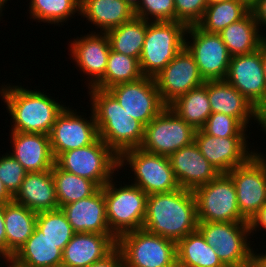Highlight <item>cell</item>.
Here are the masks:
<instances>
[{"label": "cell", "instance_id": "obj_1", "mask_svg": "<svg viewBox=\"0 0 266 267\" xmlns=\"http://www.w3.org/2000/svg\"><path fill=\"white\" fill-rule=\"evenodd\" d=\"M5 83L0 85V97L11 118L9 131L49 135L66 104L37 86L32 90L22 86V82Z\"/></svg>", "mask_w": 266, "mask_h": 267}, {"label": "cell", "instance_id": "obj_2", "mask_svg": "<svg viewBox=\"0 0 266 267\" xmlns=\"http://www.w3.org/2000/svg\"><path fill=\"white\" fill-rule=\"evenodd\" d=\"M142 228L176 243L196 231L198 218L193 191L179 188L148 195Z\"/></svg>", "mask_w": 266, "mask_h": 267}, {"label": "cell", "instance_id": "obj_3", "mask_svg": "<svg viewBox=\"0 0 266 267\" xmlns=\"http://www.w3.org/2000/svg\"><path fill=\"white\" fill-rule=\"evenodd\" d=\"M87 94L99 138L118 156L126 150L140 148L145 127L130 116L108 90L92 87L87 89Z\"/></svg>", "mask_w": 266, "mask_h": 267}, {"label": "cell", "instance_id": "obj_4", "mask_svg": "<svg viewBox=\"0 0 266 267\" xmlns=\"http://www.w3.org/2000/svg\"><path fill=\"white\" fill-rule=\"evenodd\" d=\"M120 173L103 186L107 222L117 239L127 232L143 227L148 197L140 187L130 183V180L120 181L122 179L117 177Z\"/></svg>", "mask_w": 266, "mask_h": 267}, {"label": "cell", "instance_id": "obj_5", "mask_svg": "<svg viewBox=\"0 0 266 267\" xmlns=\"http://www.w3.org/2000/svg\"><path fill=\"white\" fill-rule=\"evenodd\" d=\"M122 169L129 176L127 177L126 173L122 179L131 178L130 182L140 187L147 195L181 188L167 156L132 148L119 156V170ZM131 172L133 175L130 176Z\"/></svg>", "mask_w": 266, "mask_h": 267}, {"label": "cell", "instance_id": "obj_6", "mask_svg": "<svg viewBox=\"0 0 266 267\" xmlns=\"http://www.w3.org/2000/svg\"><path fill=\"white\" fill-rule=\"evenodd\" d=\"M186 30L178 21H149L139 59L144 76L154 78L185 47Z\"/></svg>", "mask_w": 266, "mask_h": 267}, {"label": "cell", "instance_id": "obj_7", "mask_svg": "<svg viewBox=\"0 0 266 267\" xmlns=\"http://www.w3.org/2000/svg\"><path fill=\"white\" fill-rule=\"evenodd\" d=\"M55 164L62 170L90 179L102 188L119 170V156L98 138L94 143L61 153Z\"/></svg>", "mask_w": 266, "mask_h": 267}, {"label": "cell", "instance_id": "obj_8", "mask_svg": "<svg viewBox=\"0 0 266 267\" xmlns=\"http://www.w3.org/2000/svg\"><path fill=\"white\" fill-rule=\"evenodd\" d=\"M124 267H177L176 242L141 228L117 239Z\"/></svg>", "mask_w": 266, "mask_h": 267}, {"label": "cell", "instance_id": "obj_9", "mask_svg": "<svg viewBox=\"0 0 266 267\" xmlns=\"http://www.w3.org/2000/svg\"><path fill=\"white\" fill-rule=\"evenodd\" d=\"M197 229L226 267H240L251 262L254 241L248 222H198Z\"/></svg>", "mask_w": 266, "mask_h": 267}, {"label": "cell", "instance_id": "obj_10", "mask_svg": "<svg viewBox=\"0 0 266 267\" xmlns=\"http://www.w3.org/2000/svg\"><path fill=\"white\" fill-rule=\"evenodd\" d=\"M198 222H248L240 213L236 189L227 174L193 190Z\"/></svg>", "mask_w": 266, "mask_h": 267}, {"label": "cell", "instance_id": "obj_11", "mask_svg": "<svg viewBox=\"0 0 266 267\" xmlns=\"http://www.w3.org/2000/svg\"><path fill=\"white\" fill-rule=\"evenodd\" d=\"M196 129L168 106L145 126L141 149L169 157L195 141Z\"/></svg>", "mask_w": 266, "mask_h": 267}, {"label": "cell", "instance_id": "obj_12", "mask_svg": "<svg viewBox=\"0 0 266 267\" xmlns=\"http://www.w3.org/2000/svg\"><path fill=\"white\" fill-rule=\"evenodd\" d=\"M260 151L227 173L236 189L240 213L247 221L266 203V154Z\"/></svg>", "mask_w": 266, "mask_h": 267}, {"label": "cell", "instance_id": "obj_13", "mask_svg": "<svg viewBox=\"0 0 266 267\" xmlns=\"http://www.w3.org/2000/svg\"><path fill=\"white\" fill-rule=\"evenodd\" d=\"M185 48L193 56L205 81L225 80L231 56L219 34L205 32L197 25L188 26Z\"/></svg>", "mask_w": 266, "mask_h": 267}, {"label": "cell", "instance_id": "obj_14", "mask_svg": "<svg viewBox=\"0 0 266 267\" xmlns=\"http://www.w3.org/2000/svg\"><path fill=\"white\" fill-rule=\"evenodd\" d=\"M89 111L91 113L86 117L87 113L67 104L57 116L49 134L54 159L63 152L90 145L99 138L94 113L91 108Z\"/></svg>", "mask_w": 266, "mask_h": 267}, {"label": "cell", "instance_id": "obj_15", "mask_svg": "<svg viewBox=\"0 0 266 267\" xmlns=\"http://www.w3.org/2000/svg\"><path fill=\"white\" fill-rule=\"evenodd\" d=\"M107 90L144 127L167 107L153 77L143 76L139 80L120 83Z\"/></svg>", "mask_w": 266, "mask_h": 267}, {"label": "cell", "instance_id": "obj_16", "mask_svg": "<svg viewBox=\"0 0 266 267\" xmlns=\"http://www.w3.org/2000/svg\"><path fill=\"white\" fill-rule=\"evenodd\" d=\"M73 39V40H72ZM68 45V59L76 65L79 73L86 75V89L94 87L105 74L108 55L111 50L106 33L93 32L80 34V37L72 38Z\"/></svg>", "mask_w": 266, "mask_h": 267}, {"label": "cell", "instance_id": "obj_17", "mask_svg": "<svg viewBox=\"0 0 266 267\" xmlns=\"http://www.w3.org/2000/svg\"><path fill=\"white\" fill-rule=\"evenodd\" d=\"M248 139L250 137L211 136L202 129L195 133V143L200 152L221 174H227L233 168L246 163L259 151L260 147L255 149L254 142L251 143Z\"/></svg>", "mask_w": 266, "mask_h": 267}, {"label": "cell", "instance_id": "obj_18", "mask_svg": "<svg viewBox=\"0 0 266 267\" xmlns=\"http://www.w3.org/2000/svg\"><path fill=\"white\" fill-rule=\"evenodd\" d=\"M225 80L266 117V82L261 44L254 52L231 57Z\"/></svg>", "mask_w": 266, "mask_h": 267}, {"label": "cell", "instance_id": "obj_19", "mask_svg": "<svg viewBox=\"0 0 266 267\" xmlns=\"http://www.w3.org/2000/svg\"><path fill=\"white\" fill-rule=\"evenodd\" d=\"M154 80L166 106L205 83L193 56L185 47L154 77Z\"/></svg>", "mask_w": 266, "mask_h": 267}, {"label": "cell", "instance_id": "obj_20", "mask_svg": "<svg viewBox=\"0 0 266 267\" xmlns=\"http://www.w3.org/2000/svg\"><path fill=\"white\" fill-rule=\"evenodd\" d=\"M207 93L212 113L235 117L247 129L257 123L258 130L266 135V117L226 80H208Z\"/></svg>", "mask_w": 266, "mask_h": 267}, {"label": "cell", "instance_id": "obj_21", "mask_svg": "<svg viewBox=\"0 0 266 267\" xmlns=\"http://www.w3.org/2000/svg\"><path fill=\"white\" fill-rule=\"evenodd\" d=\"M169 161L182 189L193 191L221 174L202 155L195 141L170 155Z\"/></svg>", "mask_w": 266, "mask_h": 267}, {"label": "cell", "instance_id": "obj_22", "mask_svg": "<svg viewBox=\"0 0 266 267\" xmlns=\"http://www.w3.org/2000/svg\"><path fill=\"white\" fill-rule=\"evenodd\" d=\"M9 136L11 149L8 152L27 172L48 171L53 168L55 159L49 135L11 131Z\"/></svg>", "mask_w": 266, "mask_h": 267}, {"label": "cell", "instance_id": "obj_23", "mask_svg": "<svg viewBox=\"0 0 266 267\" xmlns=\"http://www.w3.org/2000/svg\"><path fill=\"white\" fill-rule=\"evenodd\" d=\"M117 246L113 234L75 233L62 251V264L66 267H89L103 259Z\"/></svg>", "mask_w": 266, "mask_h": 267}, {"label": "cell", "instance_id": "obj_24", "mask_svg": "<svg viewBox=\"0 0 266 267\" xmlns=\"http://www.w3.org/2000/svg\"><path fill=\"white\" fill-rule=\"evenodd\" d=\"M61 210L75 233L112 234L106 218L103 187L87 198L63 205Z\"/></svg>", "mask_w": 266, "mask_h": 267}, {"label": "cell", "instance_id": "obj_25", "mask_svg": "<svg viewBox=\"0 0 266 267\" xmlns=\"http://www.w3.org/2000/svg\"><path fill=\"white\" fill-rule=\"evenodd\" d=\"M13 201L37 213L59 209L52 170L28 172Z\"/></svg>", "mask_w": 266, "mask_h": 267}, {"label": "cell", "instance_id": "obj_26", "mask_svg": "<svg viewBox=\"0 0 266 267\" xmlns=\"http://www.w3.org/2000/svg\"><path fill=\"white\" fill-rule=\"evenodd\" d=\"M80 16L95 26L93 32L106 33L131 20L135 13L123 0H80Z\"/></svg>", "mask_w": 266, "mask_h": 267}, {"label": "cell", "instance_id": "obj_27", "mask_svg": "<svg viewBox=\"0 0 266 267\" xmlns=\"http://www.w3.org/2000/svg\"><path fill=\"white\" fill-rule=\"evenodd\" d=\"M6 257L13 256L32 235L37 212L14 201L4 204Z\"/></svg>", "mask_w": 266, "mask_h": 267}, {"label": "cell", "instance_id": "obj_28", "mask_svg": "<svg viewBox=\"0 0 266 267\" xmlns=\"http://www.w3.org/2000/svg\"><path fill=\"white\" fill-rule=\"evenodd\" d=\"M219 35L231 57L259 49L265 36L260 32L254 15L249 11L242 19L224 28Z\"/></svg>", "mask_w": 266, "mask_h": 267}, {"label": "cell", "instance_id": "obj_29", "mask_svg": "<svg viewBox=\"0 0 266 267\" xmlns=\"http://www.w3.org/2000/svg\"><path fill=\"white\" fill-rule=\"evenodd\" d=\"M28 267H56L62 264V250L36 226L25 244L13 255Z\"/></svg>", "mask_w": 266, "mask_h": 267}, {"label": "cell", "instance_id": "obj_30", "mask_svg": "<svg viewBox=\"0 0 266 267\" xmlns=\"http://www.w3.org/2000/svg\"><path fill=\"white\" fill-rule=\"evenodd\" d=\"M177 267H226L197 229L176 243Z\"/></svg>", "mask_w": 266, "mask_h": 267}, {"label": "cell", "instance_id": "obj_31", "mask_svg": "<svg viewBox=\"0 0 266 267\" xmlns=\"http://www.w3.org/2000/svg\"><path fill=\"white\" fill-rule=\"evenodd\" d=\"M149 21L134 16L131 20L106 32L110 48L137 59H140Z\"/></svg>", "mask_w": 266, "mask_h": 267}, {"label": "cell", "instance_id": "obj_32", "mask_svg": "<svg viewBox=\"0 0 266 267\" xmlns=\"http://www.w3.org/2000/svg\"><path fill=\"white\" fill-rule=\"evenodd\" d=\"M168 107L196 130L201 129L212 114L207 93V81L177 98Z\"/></svg>", "mask_w": 266, "mask_h": 267}, {"label": "cell", "instance_id": "obj_33", "mask_svg": "<svg viewBox=\"0 0 266 267\" xmlns=\"http://www.w3.org/2000/svg\"><path fill=\"white\" fill-rule=\"evenodd\" d=\"M28 5L32 22L54 24V28L55 25L62 28L64 23L68 25L69 20L80 16V0H29Z\"/></svg>", "mask_w": 266, "mask_h": 267}, {"label": "cell", "instance_id": "obj_34", "mask_svg": "<svg viewBox=\"0 0 266 267\" xmlns=\"http://www.w3.org/2000/svg\"><path fill=\"white\" fill-rule=\"evenodd\" d=\"M52 175L54 178L56 197L59 208L93 195L100 187L90 179L68 173L54 164Z\"/></svg>", "mask_w": 266, "mask_h": 267}, {"label": "cell", "instance_id": "obj_35", "mask_svg": "<svg viewBox=\"0 0 266 267\" xmlns=\"http://www.w3.org/2000/svg\"><path fill=\"white\" fill-rule=\"evenodd\" d=\"M143 76L139 59L110 50L104 77L94 88L107 90L120 83L139 80Z\"/></svg>", "mask_w": 266, "mask_h": 267}, {"label": "cell", "instance_id": "obj_36", "mask_svg": "<svg viewBox=\"0 0 266 267\" xmlns=\"http://www.w3.org/2000/svg\"><path fill=\"white\" fill-rule=\"evenodd\" d=\"M250 10L237 0L207 5L197 26L205 32L219 34L224 28L242 19Z\"/></svg>", "mask_w": 266, "mask_h": 267}, {"label": "cell", "instance_id": "obj_37", "mask_svg": "<svg viewBox=\"0 0 266 267\" xmlns=\"http://www.w3.org/2000/svg\"><path fill=\"white\" fill-rule=\"evenodd\" d=\"M36 227L62 251L75 234L61 208L38 212Z\"/></svg>", "mask_w": 266, "mask_h": 267}, {"label": "cell", "instance_id": "obj_38", "mask_svg": "<svg viewBox=\"0 0 266 267\" xmlns=\"http://www.w3.org/2000/svg\"><path fill=\"white\" fill-rule=\"evenodd\" d=\"M201 129L208 135L218 137H251L253 133L248 132L250 129L237 118L223 113H212Z\"/></svg>", "mask_w": 266, "mask_h": 267}, {"label": "cell", "instance_id": "obj_39", "mask_svg": "<svg viewBox=\"0 0 266 267\" xmlns=\"http://www.w3.org/2000/svg\"><path fill=\"white\" fill-rule=\"evenodd\" d=\"M27 173L23 166L8 151L0 154V180L12 197L20 189Z\"/></svg>", "mask_w": 266, "mask_h": 267}, {"label": "cell", "instance_id": "obj_40", "mask_svg": "<svg viewBox=\"0 0 266 267\" xmlns=\"http://www.w3.org/2000/svg\"><path fill=\"white\" fill-rule=\"evenodd\" d=\"M134 13L146 21H175L174 0H141Z\"/></svg>", "mask_w": 266, "mask_h": 267}, {"label": "cell", "instance_id": "obj_41", "mask_svg": "<svg viewBox=\"0 0 266 267\" xmlns=\"http://www.w3.org/2000/svg\"><path fill=\"white\" fill-rule=\"evenodd\" d=\"M175 21L184 23L187 27L197 25L207 7L206 0H174Z\"/></svg>", "mask_w": 266, "mask_h": 267}, {"label": "cell", "instance_id": "obj_42", "mask_svg": "<svg viewBox=\"0 0 266 267\" xmlns=\"http://www.w3.org/2000/svg\"><path fill=\"white\" fill-rule=\"evenodd\" d=\"M248 224L251 239L253 237L252 240H255L254 237L256 238V233L258 235V233H262L264 231L266 232V203L259 209V211L253 217H251V219L248 221ZM265 232L264 234L262 233V237L265 236Z\"/></svg>", "mask_w": 266, "mask_h": 267}, {"label": "cell", "instance_id": "obj_43", "mask_svg": "<svg viewBox=\"0 0 266 267\" xmlns=\"http://www.w3.org/2000/svg\"><path fill=\"white\" fill-rule=\"evenodd\" d=\"M89 267H124L122 253L116 246L107 256Z\"/></svg>", "mask_w": 266, "mask_h": 267}, {"label": "cell", "instance_id": "obj_44", "mask_svg": "<svg viewBox=\"0 0 266 267\" xmlns=\"http://www.w3.org/2000/svg\"><path fill=\"white\" fill-rule=\"evenodd\" d=\"M251 12L254 15L255 22L257 23L260 32L262 31V34L266 37V33H264L266 28V0H259Z\"/></svg>", "mask_w": 266, "mask_h": 267}, {"label": "cell", "instance_id": "obj_45", "mask_svg": "<svg viewBox=\"0 0 266 267\" xmlns=\"http://www.w3.org/2000/svg\"><path fill=\"white\" fill-rule=\"evenodd\" d=\"M4 204L0 203V254L6 257V232L4 223Z\"/></svg>", "mask_w": 266, "mask_h": 267}, {"label": "cell", "instance_id": "obj_46", "mask_svg": "<svg viewBox=\"0 0 266 267\" xmlns=\"http://www.w3.org/2000/svg\"><path fill=\"white\" fill-rule=\"evenodd\" d=\"M255 247H257L256 243L253 245L251 262L255 267H266V250L265 249L263 250L261 248H259L260 250L258 248L255 249Z\"/></svg>", "mask_w": 266, "mask_h": 267}, {"label": "cell", "instance_id": "obj_47", "mask_svg": "<svg viewBox=\"0 0 266 267\" xmlns=\"http://www.w3.org/2000/svg\"><path fill=\"white\" fill-rule=\"evenodd\" d=\"M28 267L18 262L13 256L3 257L0 261V267Z\"/></svg>", "mask_w": 266, "mask_h": 267}, {"label": "cell", "instance_id": "obj_48", "mask_svg": "<svg viewBox=\"0 0 266 267\" xmlns=\"http://www.w3.org/2000/svg\"><path fill=\"white\" fill-rule=\"evenodd\" d=\"M11 201H13V197L8 193L3 182L0 180V203H9Z\"/></svg>", "mask_w": 266, "mask_h": 267}, {"label": "cell", "instance_id": "obj_49", "mask_svg": "<svg viewBox=\"0 0 266 267\" xmlns=\"http://www.w3.org/2000/svg\"><path fill=\"white\" fill-rule=\"evenodd\" d=\"M261 57L263 63L264 78L266 82V37L261 42Z\"/></svg>", "mask_w": 266, "mask_h": 267}, {"label": "cell", "instance_id": "obj_50", "mask_svg": "<svg viewBox=\"0 0 266 267\" xmlns=\"http://www.w3.org/2000/svg\"><path fill=\"white\" fill-rule=\"evenodd\" d=\"M242 3L250 11L257 5L259 0H237Z\"/></svg>", "mask_w": 266, "mask_h": 267}, {"label": "cell", "instance_id": "obj_51", "mask_svg": "<svg viewBox=\"0 0 266 267\" xmlns=\"http://www.w3.org/2000/svg\"><path fill=\"white\" fill-rule=\"evenodd\" d=\"M8 1H10L11 2V0H0V19H2L3 17L2 16H4L3 14H4V12L3 11H5V6H6V4L8 3ZM3 12V13H2Z\"/></svg>", "mask_w": 266, "mask_h": 267}, {"label": "cell", "instance_id": "obj_52", "mask_svg": "<svg viewBox=\"0 0 266 267\" xmlns=\"http://www.w3.org/2000/svg\"><path fill=\"white\" fill-rule=\"evenodd\" d=\"M129 4L134 10L137 8L141 0H123Z\"/></svg>", "mask_w": 266, "mask_h": 267}, {"label": "cell", "instance_id": "obj_53", "mask_svg": "<svg viewBox=\"0 0 266 267\" xmlns=\"http://www.w3.org/2000/svg\"><path fill=\"white\" fill-rule=\"evenodd\" d=\"M227 0H206L207 5L221 3Z\"/></svg>", "mask_w": 266, "mask_h": 267}, {"label": "cell", "instance_id": "obj_54", "mask_svg": "<svg viewBox=\"0 0 266 267\" xmlns=\"http://www.w3.org/2000/svg\"><path fill=\"white\" fill-rule=\"evenodd\" d=\"M240 267H255V266L253 265L252 262H250V263L243 265V266H240Z\"/></svg>", "mask_w": 266, "mask_h": 267}]
</instances>
